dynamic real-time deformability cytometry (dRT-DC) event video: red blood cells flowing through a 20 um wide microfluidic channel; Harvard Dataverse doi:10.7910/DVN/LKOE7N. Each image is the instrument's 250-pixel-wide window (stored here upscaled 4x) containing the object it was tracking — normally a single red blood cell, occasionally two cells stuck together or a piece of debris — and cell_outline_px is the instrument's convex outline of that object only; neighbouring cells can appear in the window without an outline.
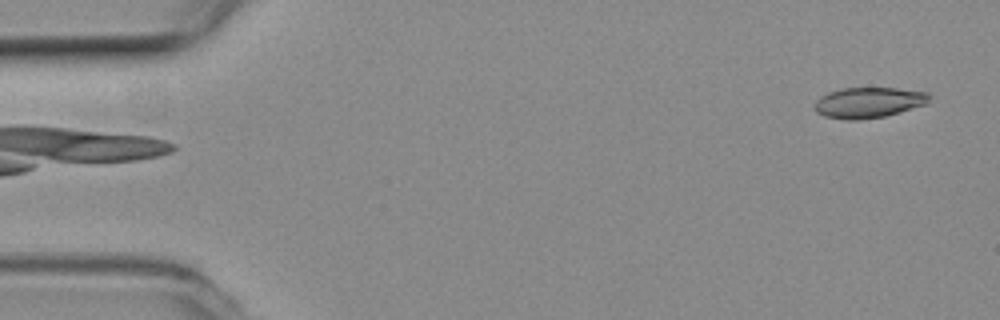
{"species": "common noctule bat (a hibernating species)", "species_latin": "Nyctalus noctula", "temperature_condition": "room temperature", "stored_images_in_passage": 11, "camera_frame_rate_fps": 3000, "um_per_image_px": 0.085, "animal": {"sex": "female", "body_mass_g": 19.3, "forearm_length_mm": 54.1}, "frame": {"image": 1, "passage_image": 2, "time_ms": 0.333, "image_size_px": [1000, 320], "cell_outline_px": [[932, 96], [924, 104], [884, 116], [860, 120], [848, 120], [824, 116], [816, 112], [816, 100], [820, 96], [828, 92], [844, 88], [896, 88], [928, 92]], "centroid_in_image_um": [73.81, 8.71], "position_along_channel_um": 11.2, "area_um2": 20.23}}